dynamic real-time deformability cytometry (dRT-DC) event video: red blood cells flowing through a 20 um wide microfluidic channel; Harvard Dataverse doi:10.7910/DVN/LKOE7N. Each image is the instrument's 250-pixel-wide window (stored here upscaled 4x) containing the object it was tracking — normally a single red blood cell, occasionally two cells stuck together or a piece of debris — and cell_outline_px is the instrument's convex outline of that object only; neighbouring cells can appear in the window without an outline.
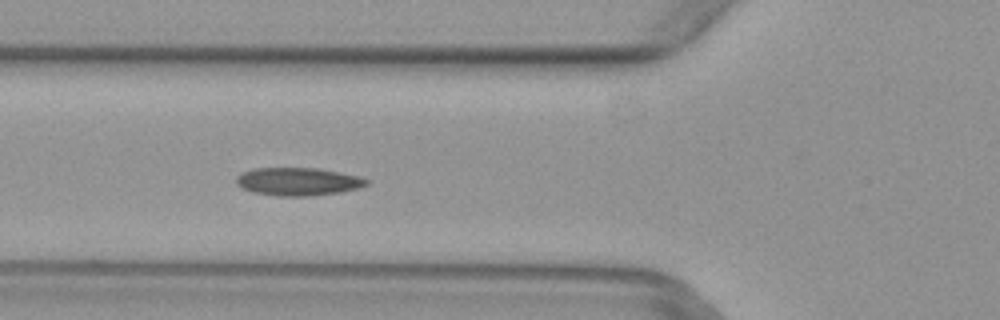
{"species": "common noctule bat (a hibernating species)", "species_latin": "Nyctalus noctula", "temperature_condition": "warm", "stored_images_in_passage": 5, "camera_frame_rate_fps": 3000, "um_per_image_px": 0.085, "animal": {"sex": "female", "body_mass_g": 29.2, "forearm_length_mm": 56.3}, "frame": {"image": 1, "passage_image": 5, "time_ms": 1.333, "image_size_px": [1000, 320], "cell_outline_px": [[368, 184], [360, 188], [340, 192], [308, 196], [276, 196], [252, 192], [240, 188], [236, 184], [236, 176], [240, 172], [252, 168], [316, 168], [340, 172], [360, 176], [368, 180]], "centroid_in_image_um": [25.29, 15.43], "position_along_channel_um": 100.5, "area_um2": 21.5}}